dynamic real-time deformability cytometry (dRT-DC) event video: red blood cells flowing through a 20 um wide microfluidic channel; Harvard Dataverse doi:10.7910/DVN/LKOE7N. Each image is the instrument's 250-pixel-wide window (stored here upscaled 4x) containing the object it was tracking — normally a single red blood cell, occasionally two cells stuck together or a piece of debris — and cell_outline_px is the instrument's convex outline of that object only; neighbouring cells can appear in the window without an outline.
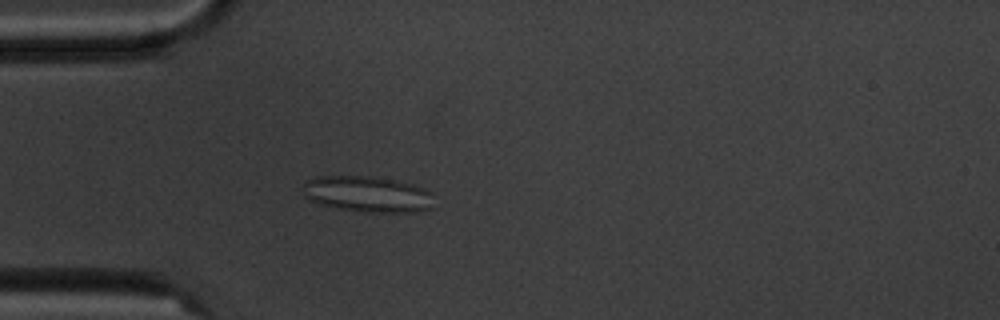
{"species": "common noctule bat (a hibernating species)", "species_latin": "Nyctalus noctula", "temperature_condition": "cold", "stored_images_in_passage": 4, "camera_frame_rate_fps": 3000, "um_per_image_px": 0.085, "animal": {"sex": "male", "body_mass_g": 20.1, "forearm_length_mm": 53.5}, "frame": {"image": 1, "passage_image": 4, "time_ms": 3.333, "image_size_px": [1000, 320], "cell_outline_px": [[436, 208], [416, 212], [368, 212], [340, 208], [316, 204], [304, 196], [304, 184], [308, 180], [316, 176], [368, 176], [396, 180], [412, 184], [424, 188], [432, 192]], "centroid_in_image_um": [31.31, 16.51], "position_along_channel_um": 53.7, "area_um2": 27.8}}